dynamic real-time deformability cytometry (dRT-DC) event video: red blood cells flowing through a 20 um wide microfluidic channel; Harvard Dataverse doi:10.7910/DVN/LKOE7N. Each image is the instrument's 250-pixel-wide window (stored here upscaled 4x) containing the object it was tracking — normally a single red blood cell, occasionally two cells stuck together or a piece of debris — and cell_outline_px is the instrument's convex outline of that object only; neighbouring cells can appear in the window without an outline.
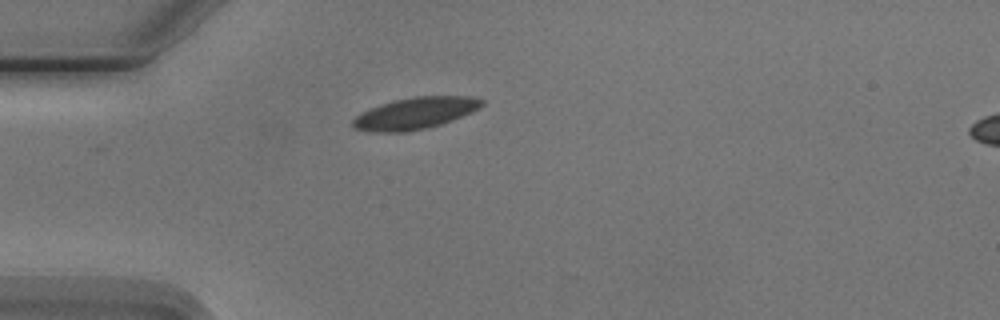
{"species": "Egyptian fruit bat (a non-hibernating species)", "species_latin": "Rousettus aegyptiacus", "temperature_condition": "cold", "stored_images_in_passage": 4, "camera_frame_rate_fps": 3000, "um_per_image_px": 0.085, "animal": {"sex": "male"}, "frame": {"image": 1, "passage_image": 4, "time_ms": 4.333, "image_size_px": [1000, 320], "cell_outline_px": [[484, 104], [480, 108], [472, 112], [452, 120], [428, 128], [408, 132], [376, 132], [356, 128], [352, 124], [352, 120], [360, 112], [380, 104], [392, 100], [412, 96], [472, 96], [484, 100]], "centroid_in_image_um": [35.3, 9.61], "position_along_channel_um": 49.7, "area_um2": 23.99}}